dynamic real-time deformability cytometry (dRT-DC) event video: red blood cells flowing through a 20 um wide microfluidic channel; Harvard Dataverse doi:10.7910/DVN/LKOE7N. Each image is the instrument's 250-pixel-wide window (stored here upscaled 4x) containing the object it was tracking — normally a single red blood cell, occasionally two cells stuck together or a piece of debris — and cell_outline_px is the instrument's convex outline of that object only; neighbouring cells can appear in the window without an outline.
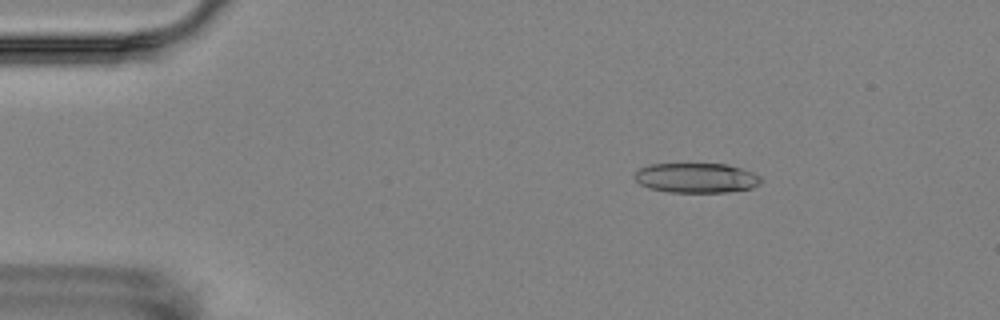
{"species": "Egyptian fruit bat (a non-hibernating species)", "species_latin": "Rousettus aegyptiacus", "temperature_condition": "room temperature", "stored_images_in_passage": 4, "camera_frame_rate_fps": 3000, "um_per_image_px": 0.085, "animal": {"sex": "female"}, "frame": {"image": 1, "passage_image": 3, "time_ms": 2.333, "image_size_px": [1000, 320], "cell_outline_px": [[760, 184], [752, 188], [724, 192], [668, 192], [648, 188], [640, 184], [632, 176], [640, 168], [648, 164], [728, 164], [752, 172], [760, 176]], "centroid_in_image_um": [59.15, 15.12], "position_along_channel_um": 25.8, "area_um2": 21.96}}